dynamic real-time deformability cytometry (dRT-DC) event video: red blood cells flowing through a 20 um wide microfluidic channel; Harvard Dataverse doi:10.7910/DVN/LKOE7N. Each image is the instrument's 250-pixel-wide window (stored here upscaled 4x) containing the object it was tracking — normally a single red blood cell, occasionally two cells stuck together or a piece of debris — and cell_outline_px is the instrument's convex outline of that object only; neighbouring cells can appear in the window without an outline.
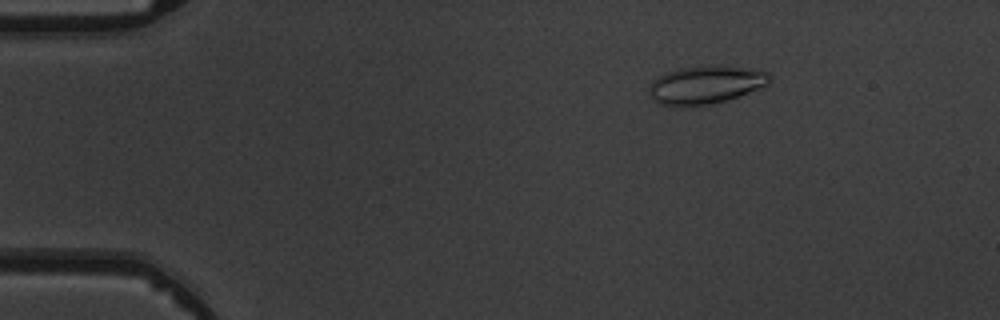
{"species": "common noctule bat (a hibernating species)", "species_latin": "Nyctalus noctula", "temperature_condition": "warm", "stored_images_in_passage": 6, "camera_frame_rate_fps": 3000, "um_per_image_px": 0.085, "animal": {"sex": "male", "body_mass_g": 19.5, "forearm_length_mm": 54.6}, "frame": {"image": 1, "passage_image": 3, "time_ms": 2.333, "image_size_px": [1000, 320], "cell_outline_px": [[772, 80], [764, 88], [712, 104], [660, 104], [652, 100], [648, 96], [648, 88], [652, 80], [668, 72], [680, 68], [708, 64], [712, 64], [768, 72], [772, 76]], "centroid_in_image_um": [60.0, 7.18], "position_along_channel_um": 25.0, "area_um2": 26.59}}
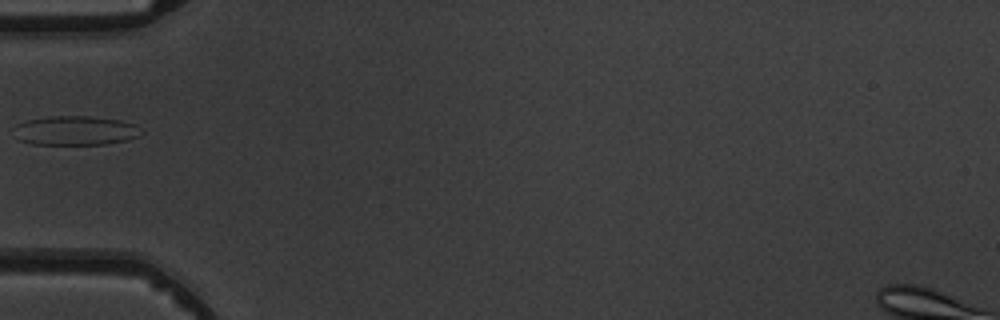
{"frame": {"image": 2, "passage_image": 6, "time_ms": 5.667, "image_size_px": [1000, 320], "cell_outline_px": [[144, 132], [140, 136], [128, 140], [108, 144], [32, 144], [20, 140], [12, 136], [16, 124], [24, 120], [48, 116], [92, 116], [120, 120], [132, 124]], "centroid_in_image_um": [6.36, 11.1], "position_along_channel_um": 78.6, "area_um2": 22.02}}